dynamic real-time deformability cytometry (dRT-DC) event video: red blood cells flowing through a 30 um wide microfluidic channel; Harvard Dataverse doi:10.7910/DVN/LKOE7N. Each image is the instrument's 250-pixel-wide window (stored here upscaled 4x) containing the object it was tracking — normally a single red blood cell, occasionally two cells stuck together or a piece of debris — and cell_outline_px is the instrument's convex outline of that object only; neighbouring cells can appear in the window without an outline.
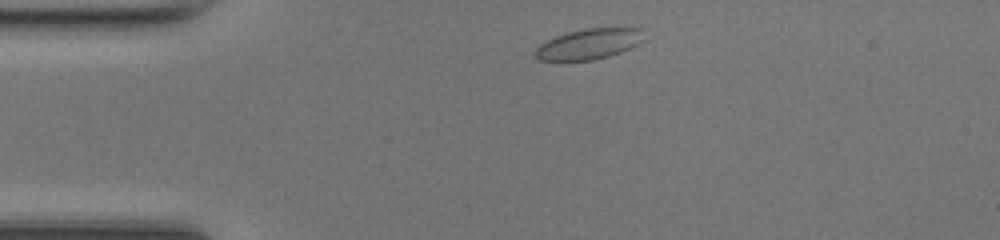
{"species": "common noctule bat (a hibernating species)", "species_latin": "Nyctalus noctula", "temperature_condition": "room temperature", "stored_images_in_passage": 41, "camera_frame_rate_fps": 3000, "um_per_image_px": 0.085, "animal": {"sex": "female", "body_mass_g": 17.0, "forearm_length_mm": 48.0}, "frame": {"image": 1, "passage_image": 2, "time_ms": 0.333, "image_size_px": [1000, 240], "cell_outline_px": [[644, 40], [640, 44], [632, 48], [608, 56], [592, 60], [540, 60], [532, 56], [532, 52], [540, 44], [556, 36], [568, 32], [584, 28], [644, 28]], "centroid_in_image_um": [50.08, 3.73], "position_along_channel_um": 34.9, "area_um2": 19.54}}
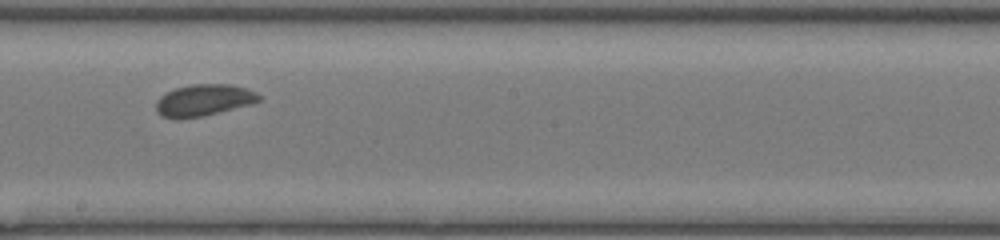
{"frame": {"image": 2, "passage_image": 19, "time_ms": 6.0, "image_size_px": [1000, 240], "cell_outline_px": [[260, 100], [252, 104], [204, 116], [180, 120], [176, 120], [160, 116], [156, 112], [156, 100], [160, 96], [176, 88], [192, 84], [228, 84], [248, 88], [256, 92], [260, 96]], "centroid_in_image_um": [17.29, 8.54], "position_along_channel_um": 230.9, "area_um2": 19.31}}
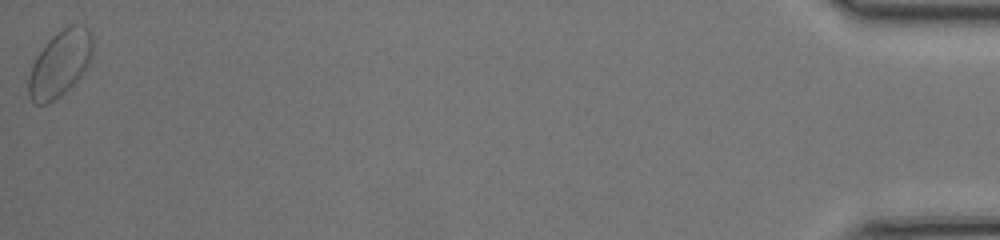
{"frame": {"image": 3, "passage_image": 41, "time_ms": 13.333, "image_size_px": [1000, 240], "cell_outline_px": [[92, 56], [88, 64], [80, 76], [60, 96], [48, 104], [36, 104], [28, 96], [28, 76], [32, 64], [36, 56], [44, 44], [56, 32], [68, 24], [84, 24], [88, 28], [92, 36]], "centroid_in_image_um": [5.08, 5.37], "position_along_channel_um": 430.1, "area_um2": 24.85}, "authors_computed_cell_mechanics": {"area_um2": 19.0162, "velocity_mm_per_s": 4.1579, "shape_relaxation_time_tau1_ms": 3.1729, "shape_relaxation_time_tau2_ms": null, "deformation_change_tau1": 0.0679, "deformation_change_tau2": null}}